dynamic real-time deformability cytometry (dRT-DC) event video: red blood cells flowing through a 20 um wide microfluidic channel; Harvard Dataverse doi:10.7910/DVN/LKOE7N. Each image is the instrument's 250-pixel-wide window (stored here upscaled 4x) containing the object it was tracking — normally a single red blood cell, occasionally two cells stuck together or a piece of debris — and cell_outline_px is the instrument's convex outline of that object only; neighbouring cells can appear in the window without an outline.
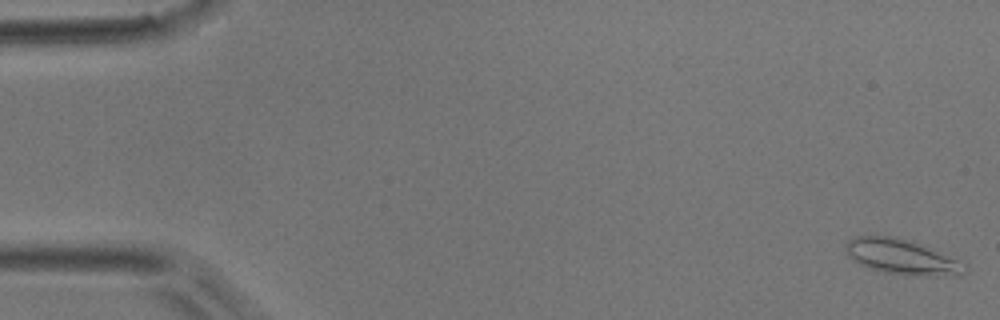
{"species": "common noctule bat (a hibernating species)", "species_latin": "Nyctalus noctula", "temperature_condition": "room temperature", "stored_images_in_passage": 51, "camera_frame_rate_fps": 3000, "um_per_image_px": 0.085, "animal": {"sex": "male", "body_mass_g": 17.9}, "frame": {"image": 1, "passage_image": 1, "time_ms": 0.0, "image_size_px": [1000, 320], "cell_outline_px": [[968, 268], [960, 276], [920, 276], [880, 272], [868, 268], [852, 260], [848, 256], [844, 248], [844, 244], [852, 236], [896, 236], [908, 240], [956, 260]], "centroid_in_image_um": [76.55, 21.85], "position_along_channel_um": 8.4, "area_um2": 24.22}}
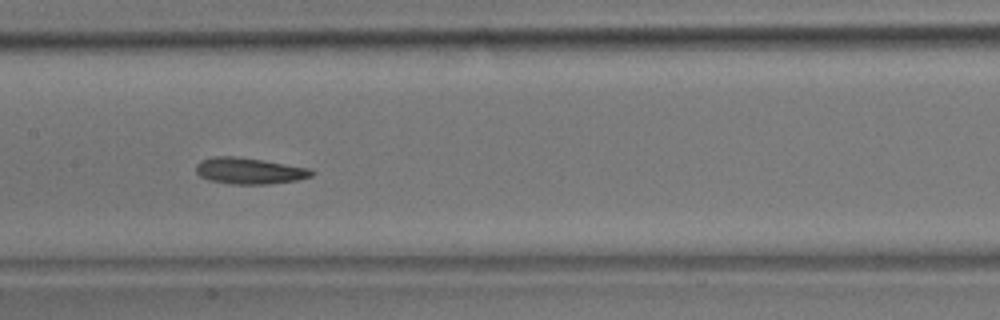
{"frame": {"image": 2, "passage_image": 25, "time_ms": 8.0, "image_size_px": [1000, 320], "cell_outline_px": [[316, 172], [312, 176], [296, 180], [268, 184], [232, 184], [208, 180], [200, 176], [196, 172], [196, 164], [200, 160], [212, 156], [236, 156], [264, 160], [308, 168]], "centroid_in_image_um": [21.16, 14.51], "position_along_channel_um": 186.2, "area_um2": 17.8}}
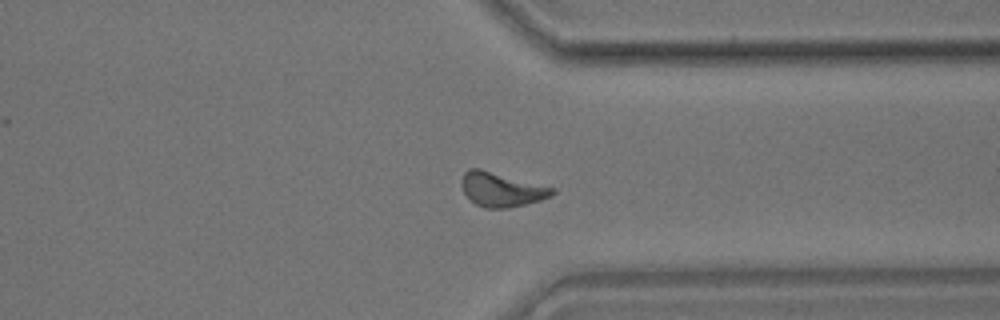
{"frame": {"image": 3, "passage_image": 39, "time_ms": 12.667, "image_size_px": [1000, 320], "cell_outline_px": [[556, 192], [552, 196], [540, 200], [508, 208], [484, 208], [476, 204], [464, 192], [460, 184], [464, 172], [468, 168], [480, 168], [556, 188]], "centroid_in_image_um": [42.64, 16.09], "position_along_channel_um": 368.8, "area_um2": 18.15}, "authors_computed_cell_mechanics": {"area_um2": 17.6868, "velocity_mm_per_s": 3.9381, "shape_relaxation_time_tau1_ms": 4.7168, "shape_relaxation_time_tau2_ms": 4.6481, "deformation_change_tau1": 0.1018, "deformation_change_tau2": 0.1316}}